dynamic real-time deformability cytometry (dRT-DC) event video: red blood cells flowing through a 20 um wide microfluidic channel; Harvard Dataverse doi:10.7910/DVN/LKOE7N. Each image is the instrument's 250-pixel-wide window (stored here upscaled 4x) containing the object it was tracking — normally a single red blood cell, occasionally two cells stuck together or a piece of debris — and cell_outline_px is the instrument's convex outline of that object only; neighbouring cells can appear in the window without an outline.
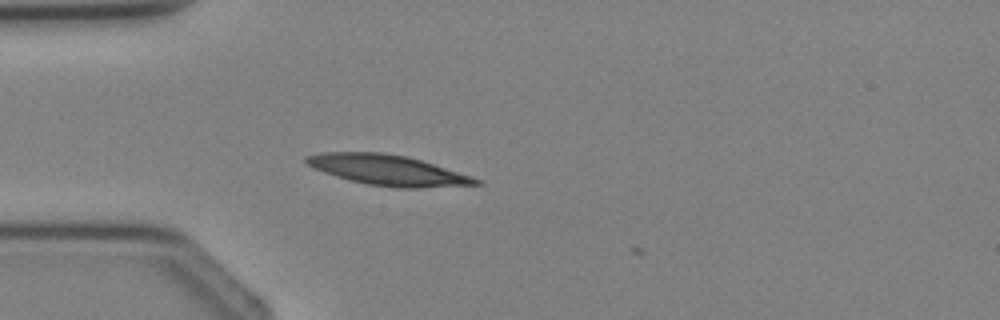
{"species": "Egyptian fruit bat (a non-hibernating species)", "species_latin": "Rousettus aegyptiacus", "temperature_condition": "cold", "stored_images_in_passage": 1, "camera_frame_rate_fps": 3000, "um_per_image_px": 0.085, "animal": {"sex": "female"}, "frame": {"image": 1, "passage_image": 1, "time_ms": 0.0, "image_size_px": [1000, 320], "cell_outline_px": [[484, 184], [420, 188], [396, 188], [368, 184], [336, 176], [324, 172], [308, 164], [304, 160], [304, 156], [324, 152], [384, 152], [408, 156], [472, 176], [480, 180]], "centroid_in_image_um": [33.0, 14.45], "position_along_channel_um": 52.0, "area_um2": 29.88}}